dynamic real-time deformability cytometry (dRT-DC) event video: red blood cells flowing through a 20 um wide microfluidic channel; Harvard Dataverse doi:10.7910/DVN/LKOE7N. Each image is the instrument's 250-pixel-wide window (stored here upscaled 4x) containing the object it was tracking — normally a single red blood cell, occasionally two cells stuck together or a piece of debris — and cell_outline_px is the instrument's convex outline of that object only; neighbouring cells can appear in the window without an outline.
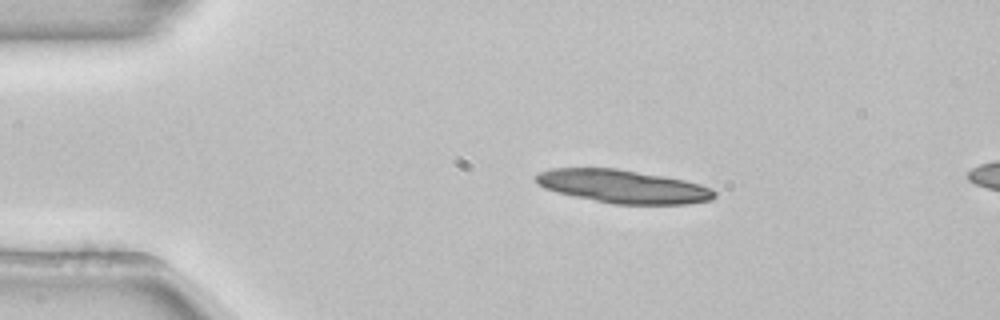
{"species": "common noctule bat (a hibernating species)", "species_latin": "Nyctalus noctula", "temperature_condition": "room temperature", "stored_images_in_passage": 6, "camera_frame_rate_fps": 3000, "um_per_image_px": 0.085, "animal": {"sex": "female", "body_mass_g": 22.7, "forearm_length_mm": 54.2}, "frame": {"image": 1, "passage_image": 1, "time_ms": 0.0, "image_size_px": [1000, 320], "cell_outline_px": [[716, 196], [712, 200], [688, 204], [612, 204], [556, 192], [544, 188], [536, 180], [536, 176], [540, 172], [552, 168], [616, 168], [664, 176], [684, 180], [700, 184], [712, 188], [716, 192]], "centroid_in_image_um": [53.0, 15.85], "position_along_channel_um": 32.0, "area_um2": 34.51}}